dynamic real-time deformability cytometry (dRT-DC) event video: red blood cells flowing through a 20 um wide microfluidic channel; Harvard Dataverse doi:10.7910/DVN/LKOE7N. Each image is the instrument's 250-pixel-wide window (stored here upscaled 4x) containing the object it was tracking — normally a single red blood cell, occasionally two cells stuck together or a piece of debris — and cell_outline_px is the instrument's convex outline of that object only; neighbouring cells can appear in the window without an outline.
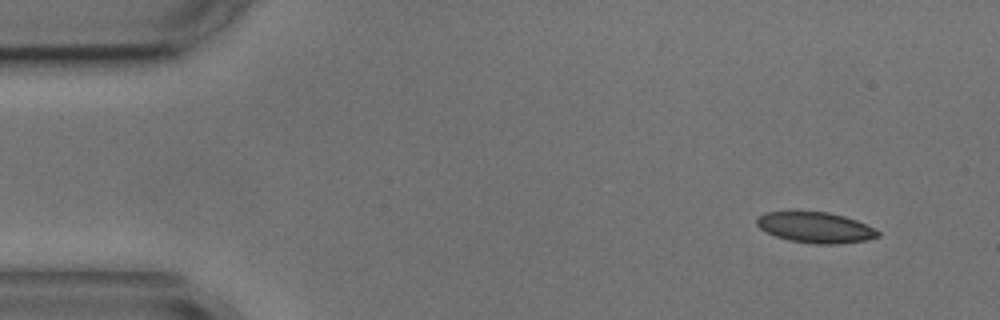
{"species": "common noctule bat (a hibernating species)", "species_latin": "Nyctalus noctula", "temperature_condition": "cold", "stored_images_in_passage": 4, "camera_frame_rate_fps": 3000, "um_per_image_px": 0.085, "animal": {"sex": "male", "body_mass_g": 17.9, "forearm_length_mm": 54.2}, "frame": {"image": 1, "passage_image": 1, "time_ms": 0.0, "image_size_px": [1000, 320], "cell_outline_px": [[880, 236], [868, 240], [836, 244], [812, 244], [788, 240], [776, 236], [760, 228], [756, 224], [756, 216], [764, 212], [828, 212], [844, 216], [856, 220], [880, 232]], "centroid_in_image_um": [69.3, 19.34], "position_along_channel_um": 15.7, "area_um2": 21.62}}
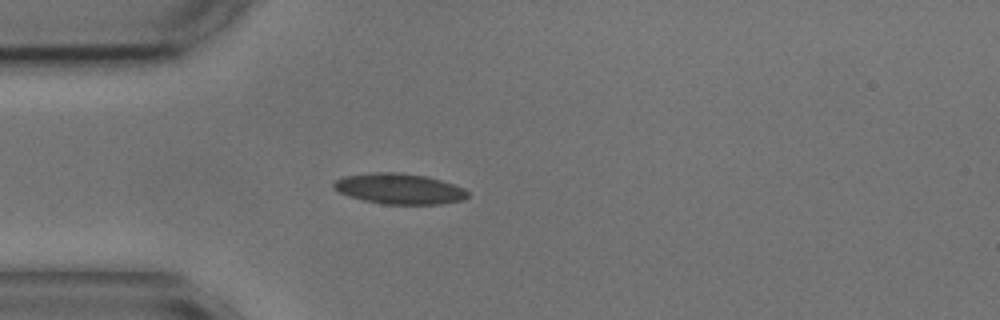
{"frame": {"image": 2, "passage_image": 4, "time_ms": 3.333, "image_size_px": [1000, 320], "cell_outline_px": [[468, 196], [464, 200], [440, 204], [380, 204], [348, 196], [332, 188], [332, 184], [336, 180], [344, 176], [372, 172], [400, 172], [428, 176], [464, 188], [468, 192]], "centroid_in_image_um": [33.93, 16.04], "position_along_channel_um": 51.1, "area_um2": 24.04}}